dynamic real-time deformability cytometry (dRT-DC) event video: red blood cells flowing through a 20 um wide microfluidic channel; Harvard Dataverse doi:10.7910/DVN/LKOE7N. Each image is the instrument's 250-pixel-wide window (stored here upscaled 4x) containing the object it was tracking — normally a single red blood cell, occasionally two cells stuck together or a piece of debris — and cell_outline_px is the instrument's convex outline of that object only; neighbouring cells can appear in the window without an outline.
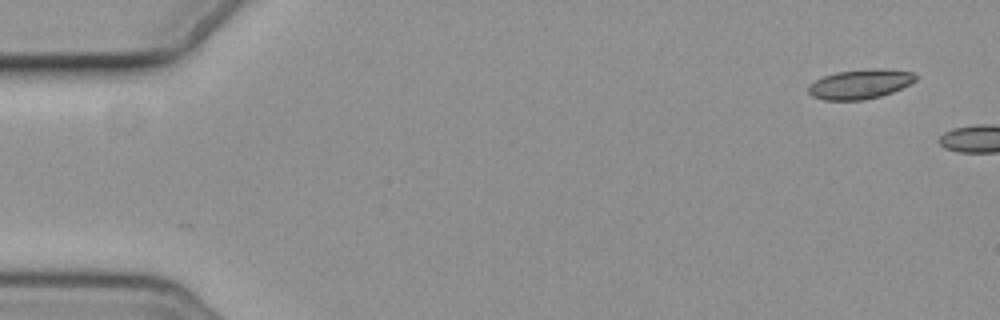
{"species": "common noctule bat (a hibernating species)", "species_latin": "Nyctalus noctula", "temperature_condition": "cold", "stored_images_in_passage": 3, "camera_frame_rate_fps": 3000, "um_per_image_px": 0.085, "animal": {"sex": "female", "body_mass_g": 19.3, "forearm_length_mm": 54.1}, "frame": {"image": 1, "passage_image": 1, "time_ms": 0.0, "image_size_px": [1000, 320], "cell_outline_px": [[916, 80], [892, 92], [880, 96], [864, 100], [824, 100], [812, 96], [808, 92], [808, 84], [824, 76], [836, 72], [916, 72]], "centroid_in_image_um": [73.0, 7.22], "position_along_channel_um": 12.0, "area_um2": 17.22}}